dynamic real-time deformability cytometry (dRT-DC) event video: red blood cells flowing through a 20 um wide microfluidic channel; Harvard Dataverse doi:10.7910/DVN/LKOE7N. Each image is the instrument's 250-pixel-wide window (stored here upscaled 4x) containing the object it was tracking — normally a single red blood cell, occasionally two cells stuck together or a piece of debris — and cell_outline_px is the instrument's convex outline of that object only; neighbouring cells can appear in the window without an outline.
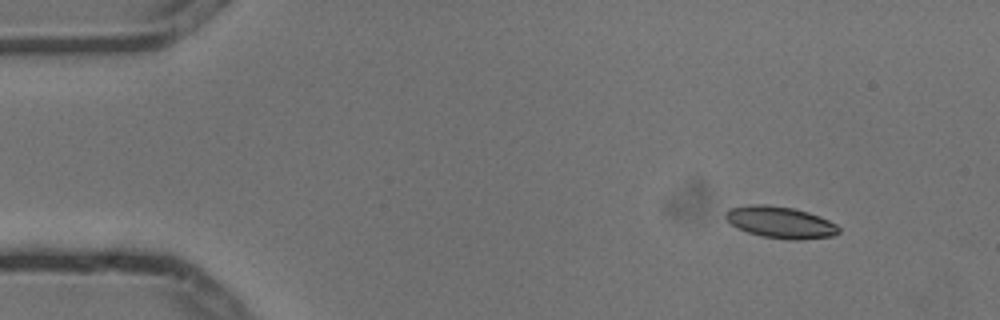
{"species": "common noctule bat (a hibernating species)", "species_latin": "Nyctalus noctula", "temperature_condition": "cold", "stored_images_in_passage": 4, "camera_frame_rate_fps": 3000, "um_per_image_px": 0.085, "animal": {"sex": "male", "body_mass_g": 13.3}, "frame": {"image": 1, "passage_image": 1, "time_ms": 0.0, "image_size_px": [1000, 320], "cell_outline_px": [[840, 232], [832, 236], [800, 240], [788, 240], [764, 236], [748, 232], [736, 228], [724, 216], [724, 212], [728, 208], [752, 204], [764, 204], [792, 208], [808, 212], [820, 216], [836, 224], [840, 228]], "centroid_in_image_um": [66.33, 18.89], "position_along_channel_um": 18.7, "area_um2": 20.92}}
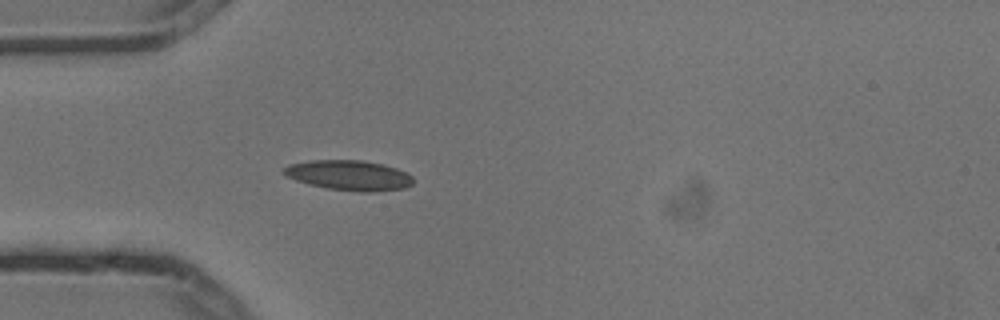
{"frame": {"image": 2, "passage_image": 4, "time_ms": 1.0, "image_size_px": [1000, 320], "cell_outline_px": [[412, 184], [404, 188], [372, 192], [360, 192], [328, 188], [308, 184], [284, 176], [284, 168], [288, 164], [312, 160], [364, 160], [396, 168], [408, 172], [412, 176]], "centroid_in_image_um": [29.66, 14.9], "position_along_channel_um": 55.3, "area_um2": 22.66}}